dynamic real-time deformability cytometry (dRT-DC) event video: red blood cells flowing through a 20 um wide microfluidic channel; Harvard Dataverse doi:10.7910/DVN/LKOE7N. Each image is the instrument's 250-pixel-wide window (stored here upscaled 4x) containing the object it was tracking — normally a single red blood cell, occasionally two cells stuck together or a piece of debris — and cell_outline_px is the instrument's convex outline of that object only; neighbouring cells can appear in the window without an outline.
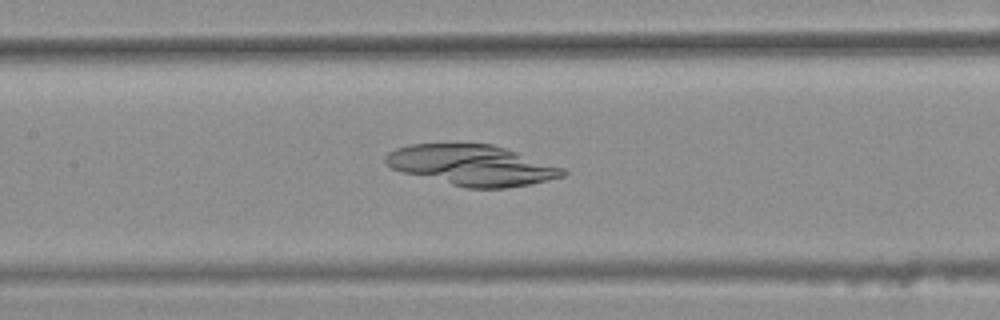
{"species": "common noctule bat (a hibernating species)", "species_latin": "Nyctalus noctula", "temperature_condition": "warm", "stored_images_in_passage": 42, "camera_frame_rate_fps": 3000, "um_per_image_px": 0.085, "animal": {"sex": "female", "body_mass_g": 25.1}, "frame": {"image": 1, "passage_image": 24, "time_ms": 7.667, "image_size_px": [1000, 320], "cell_outline_px": [[568, 172], [564, 176], [528, 184], [504, 188], [468, 188], [404, 172], [392, 168], [384, 160], [384, 156], [388, 152], [396, 148], [412, 144], [492, 144], [564, 168]], "centroid_in_image_um": [40.12, 14.04], "position_along_channel_um": 167.3, "area_um2": 41.15}}